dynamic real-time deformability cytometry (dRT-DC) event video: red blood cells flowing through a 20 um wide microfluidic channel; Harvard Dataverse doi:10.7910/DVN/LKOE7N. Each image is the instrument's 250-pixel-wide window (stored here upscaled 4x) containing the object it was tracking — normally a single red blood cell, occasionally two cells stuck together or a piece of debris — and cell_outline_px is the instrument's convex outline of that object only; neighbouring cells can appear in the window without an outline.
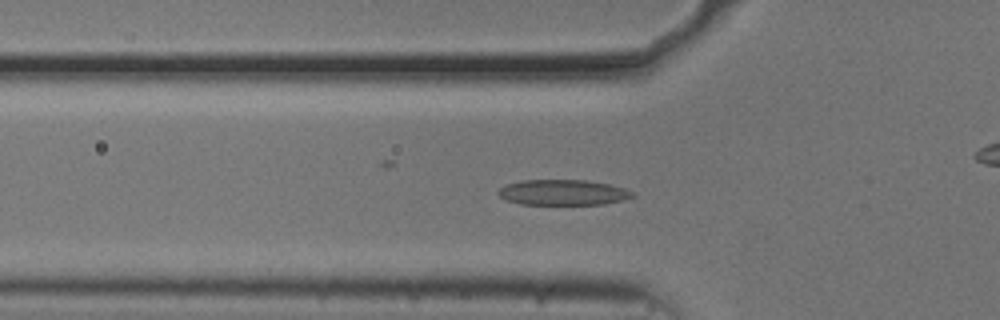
{"species": "common noctule bat (a hibernating species)", "species_latin": "Nyctalus noctula", "temperature_condition": "cold", "stored_images_in_passage": 55, "camera_frame_rate_fps": 3000, "um_per_image_px": 0.085, "animal": {"sex": "male", "body_mass_g": 20.5, "forearm_length_mm": 52.5}, "frame": {"image": 1, "passage_image": 18, "time_ms": 5.667, "image_size_px": [1000, 320], "cell_outline_px": [[636, 196], [624, 200], [604, 204], [520, 204], [508, 200], [500, 196], [496, 192], [500, 188], [508, 184], [520, 180], [588, 180], [608, 184], [624, 188], [632, 192]], "centroid_in_image_um": [47.87, 16.35], "position_along_channel_um": 77.9, "area_um2": 19.88}}
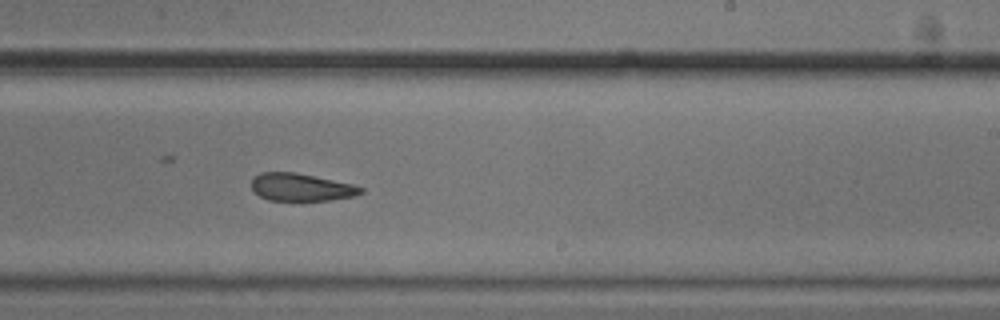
{"frame": {"image": 2, "passage_image": 33, "time_ms": 10.667, "image_size_px": [1000, 320], "cell_outline_px": [[364, 192], [356, 196], [328, 200], [268, 200], [260, 196], [252, 188], [252, 180], [260, 172], [296, 172], [352, 184], [364, 188]], "centroid_in_image_um": [25.62, 15.91], "position_along_channel_um": 263.4, "area_um2": 17.46}}
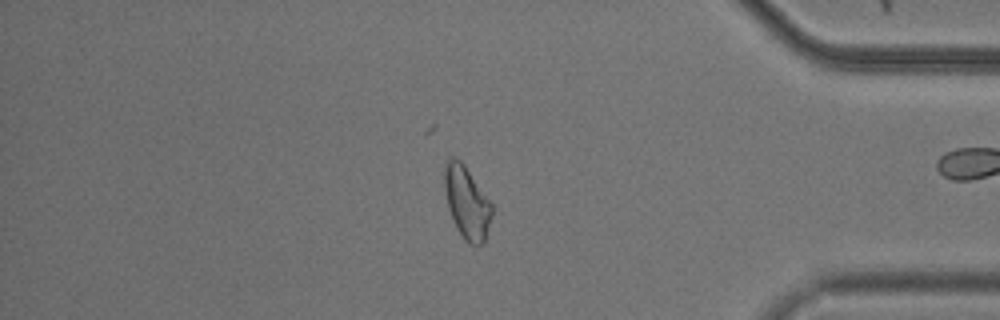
{"frame": {"image": 3, "passage_image": 46, "time_ms": 15.0, "image_size_px": [1000, 320], "cell_outline_px": [[492, 216], [484, 244], [468, 244], [464, 240], [456, 228], [448, 208], [444, 188], [444, 168], [448, 160], [452, 156], [456, 156], [464, 164], [492, 204]], "centroid_in_image_um": [39.67, 17.22], "position_along_channel_um": 395.5, "area_um2": 20.06}, "authors_computed_cell_mechanics": {"area_um2": 19.8832, "velocity_mm_per_s": 3.6931, "shape_relaxation_time_tau1_ms": 3.7573, "shape_relaxation_time_tau2_ms": 2.403, "deformation_change_tau1": 0.1203, "deformation_change_tau2": 0.0944}}